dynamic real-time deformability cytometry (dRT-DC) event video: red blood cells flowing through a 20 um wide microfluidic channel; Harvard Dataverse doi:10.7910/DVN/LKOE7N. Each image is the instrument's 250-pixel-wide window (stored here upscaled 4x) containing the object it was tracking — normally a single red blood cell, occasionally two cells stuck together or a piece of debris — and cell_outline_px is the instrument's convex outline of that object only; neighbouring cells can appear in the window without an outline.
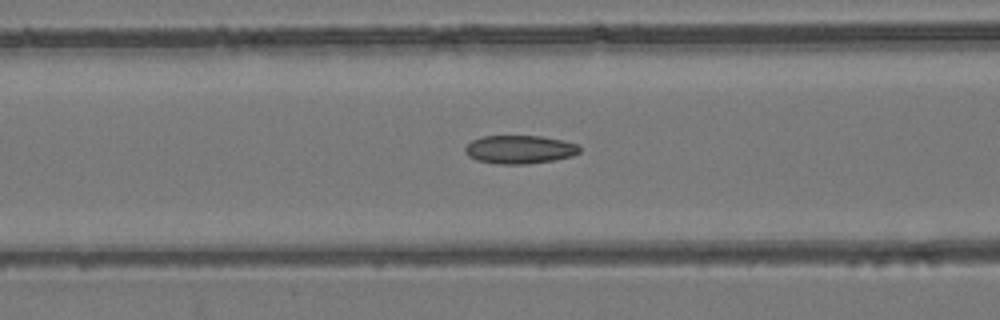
{"species": "common noctule bat (a hibernating species)", "species_latin": "Nyctalus noctula", "temperature_condition": "room temperature", "stored_images_in_passage": 55, "camera_frame_rate_fps": 3000, "um_per_image_px": 0.085, "animal": {"sex": "female", "body_mass_g": 24.6, "forearm_length_mm": 56.2}, "frame": {"image": 1, "passage_image": 23, "time_ms": 7.333, "image_size_px": [1000, 320], "cell_outline_px": [[580, 152], [572, 156], [552, 160], [528, 164], [496, 164], [476, 160], [468, 156], [464, 152], [464, 148], [472, 140], [480, 136], [540, 136], [564, 140], [576, 144], [580, 148]], "centroid_in_image_um": [44.14, 12.7], "position_along_channel_um": 122.5, "area_um2": 19.02}}
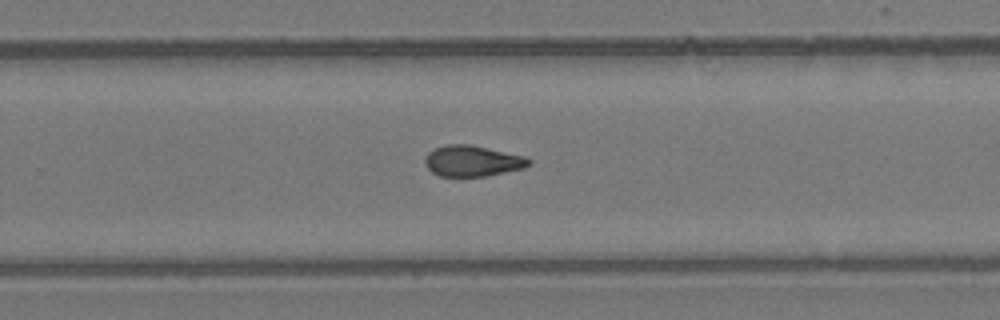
{"frame": {"image": 2, "passage_image": 36, "time_ms": 11.667, "image_size_px": [1000, 320], "cell_outline_px": [[532, 164], [524, 168], [484, 176], [440, 176], [432, 172], [428, 168], [424, 160], [428, 152], [444, 144], [472, 144], [524, 156], [532, 160]], "centroid_in_image_um": [40.17, 13.67], "position_along_channel_um": 289.6, "area_um2": 18.73}}
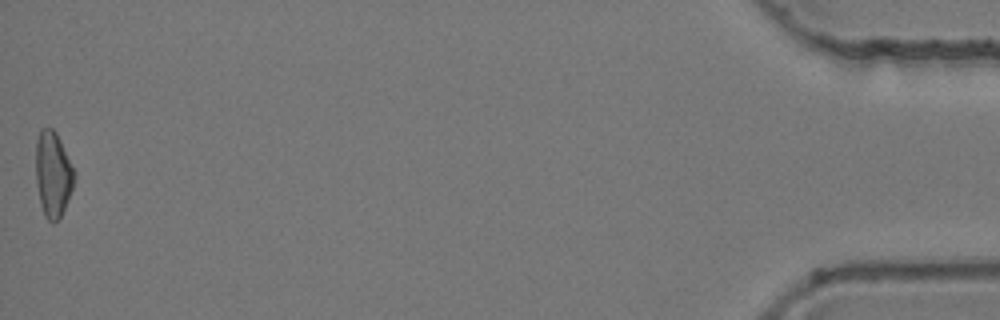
{"frame": {"image": 3, "passage_image": 55, "time_ms": 18.0, "image_size_px": [1000, 320], "cell_outline_px": [[76, 176], [72, 188], [64, 208], [60, 216], [52, 224], [44, 216], [40, 204], [36, 184], [36, 140], [40, 128], [52, 128], [56, 132], [76, 172]], "centroid_in_image_um": [4.49, 14.79], "position_along_channel_um": 430.7, "area_um2": 19.25}, "authors_computed_cell_mechanics": {"area_um2": 19.0162, "velocity_mm_per_s": 3.866, "shape_relaxation_time_tau1_ms": null, "shape_relaxation_time_tau2_ms": 2.6962, "deformation_change_tau1": null, "deformation_change_tau2": 0.0858}}